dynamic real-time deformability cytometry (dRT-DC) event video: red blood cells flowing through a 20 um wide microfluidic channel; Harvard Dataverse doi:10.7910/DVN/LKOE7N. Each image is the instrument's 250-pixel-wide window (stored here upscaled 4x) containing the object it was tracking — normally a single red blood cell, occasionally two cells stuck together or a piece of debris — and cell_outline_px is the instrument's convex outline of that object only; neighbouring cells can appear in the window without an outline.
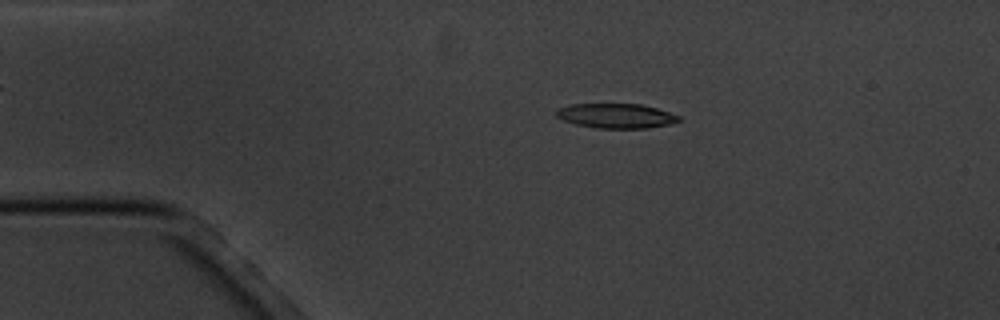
{"species": "common noctule bat (a hibernating species)", "species_latin": "Nyctalus noctula", "temperature_condition": "cold", "stored_images_in_passage": 16, "camera_frame_rate_fps": 3000, "um_per_image_px": 0.085, "animal": {"sex": "male", "body_mass_g": 20.1, "forearm_length_mm": 53.5}, "frame": {"image": 1, "passage_image": 3, "time_ms": 2.333, "image_size_px": [1000, 320], "cell_outline_px": [[680, 120], [668, 124], [644, 128], [596, 128], [576, 124], [564, 120], [556, 116], [556, 108], [572, 104], [640, 104], [656, 108], [680, 116]], "centroid_in_image_um": [52.33, 9.84], "position_along_channel_um": 32.7, "area_um2": 17.4}}
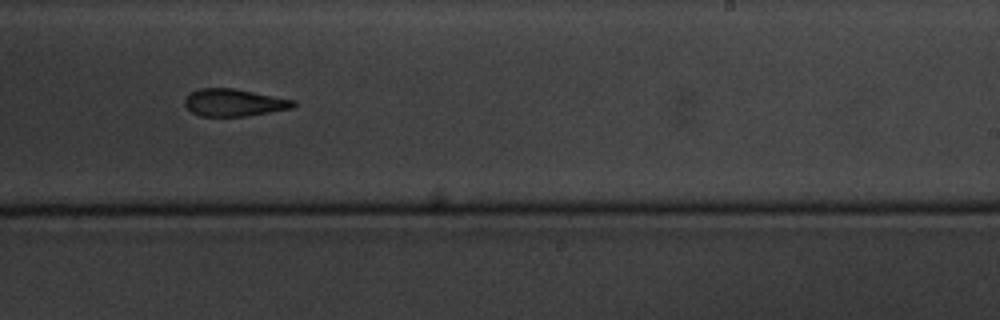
{"frame": {"image": 2, "passage_image": 10, "time_ms": 10.333, "image_size_px": [1000, 320], "cell_outline_px": [[296, 104], [292, 108], [244, 116], [200, 116], [192, 112], [184, 104], [184, 100], [192, 92], [200, 88], [232, 88], [296, 100]], "centroid_in_image_um": [19.89, 8.72], "position_along_channel_um": 269.1, "area_um2": 17.05}}
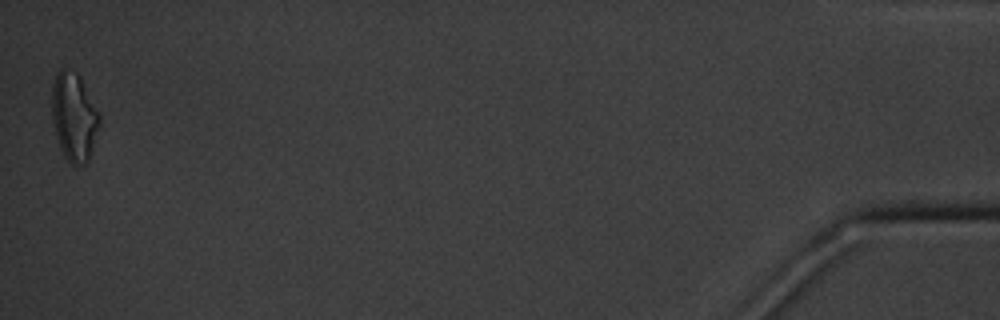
{"frame": {"image": 3, "passage_image": 16, "time_ms": 17.667, "image_size_px": [1000, 320], "cell_outline_px": [[100, 124], [88, 160], [84, 164], [72, 164], [64, 156], [60, 148], [52, 124], [52, 84], [56, 72], [60, 68], [64, 68], [76, 72], [100, 116]], "centroid_in_image_um": [6.25, 9.93], "position_along_channel_um": 428.9, "area_um2": 24.1}, "authors_computed_cell_mechanics": {"area_um2": 18.3226, "velocity_mm_per_s": 3.4617, "shape_relaxation_time_tau1_ms": null, "shape_relaxation_time_tau2_ms": 4.4704, "deformation_change_tau1": null, "deformation_change_tau2": 0.1371}}